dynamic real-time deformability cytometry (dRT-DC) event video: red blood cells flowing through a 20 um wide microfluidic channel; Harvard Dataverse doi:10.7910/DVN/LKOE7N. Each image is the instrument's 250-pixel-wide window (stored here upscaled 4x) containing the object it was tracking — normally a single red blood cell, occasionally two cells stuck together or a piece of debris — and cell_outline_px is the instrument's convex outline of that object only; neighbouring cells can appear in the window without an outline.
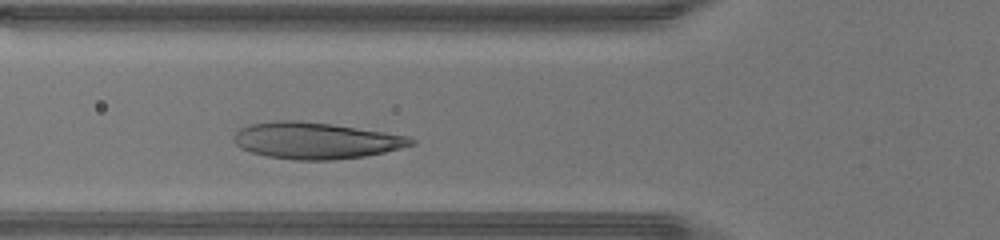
{"species": "human", "species_latin": "Homo sapiens", "temperature_condition": "warm", "stored_images_in_passage": 30, "camera_frame_rate_fps": 3000, "um_per_image_px": 0.085, "donor": {"sex": "male"}, "frame": {"image": 1, "passage_image": 9, "time_ms": 2.667, "image_size_px": [1000, 240], "cell_outline_px": [[416, 144], [384, 152], [364, 156], [332, 160], [296, 160], [268, 156], [252, 152], [240, 148], [232, 140], [232, 136], [240, 128], [248, 124], [276, 120], [296, 120], [332, 124], [384, 132], [408, 136], [416, 140]], "centroid_in_image_um": [26.81, 11.94], "position_along_channel_um": 99.0, "area_um2": 37.74}}
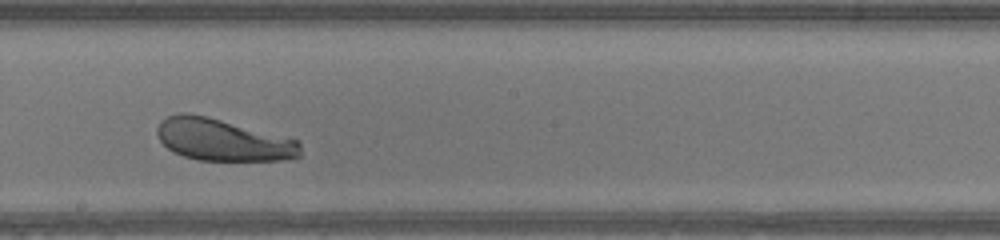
{"frame": {"image": 2, "passage_image": 18, "time_ms": 5.667, "image_size_px": [1000, 240], "cell_outline_px": [[300, 156], [284, 160], [196, 160], [172, 152], [160, 140], [156, 132], [156, 128], [160, 120], [168, 116], [180, 112], [188, 112], [208, 116], [300, 140]], "centroid_in_image_um": [18.92, 11.87], "position_along_channel_um": 229.3, "area_um2": 35.32}}
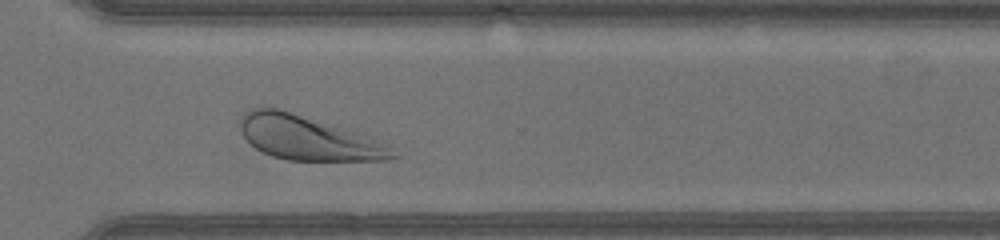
{"frame": {"image": 3, "passage_image": 26, "time_ms": 8.333, "image_size_px": [1000, 240], "cell_outline_px": [[400, 156], [388, 160], [288, 160], [272, 156], [256, 148], [240, 132], [240, 116], [248, 108], [280, 108], [368, 136], [388, 148]], "centroid_in_image_um": [26.1, 11.71], "position_along_channel_um": 344.5, "area_um2": 38.61}, "authors_computed_cell_mechanics": {"area_um2": 36.5296, "velocity_mm_per_s": 4.3305, "shape_relaxation_time_tau1_ms": 1.4928, "shape_relaxation_time_tau2_ms": null, "deformation_change_tau1": 0.1125, "deformation_change_tau2": null}}